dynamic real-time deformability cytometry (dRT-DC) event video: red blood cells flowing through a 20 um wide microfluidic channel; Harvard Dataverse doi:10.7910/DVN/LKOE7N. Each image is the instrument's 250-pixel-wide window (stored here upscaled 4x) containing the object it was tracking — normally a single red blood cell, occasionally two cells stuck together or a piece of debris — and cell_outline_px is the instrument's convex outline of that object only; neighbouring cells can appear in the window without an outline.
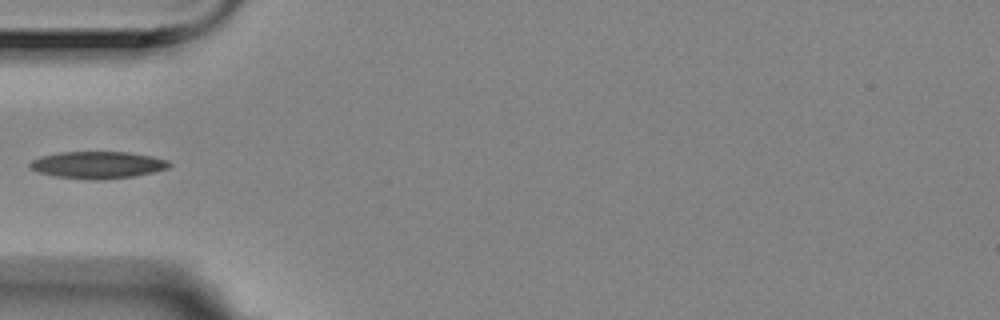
{"species": "Egyptian fruit bat (a non-hibernating species)", "species_latin": "Rousettus aegyptiacus", "temperature_condition": "room temperature", "stored_images_in_passage": 7, "camera_frame_rate_fps": 3000, "um_per_image_px": 0.085, "animal": {"sex": "female"}, "frame": {"image": 1, "passage_image": 5, "time_ms": 1.333, "image_size_px": [1000, 320], "cell_outline_px": [[172, 164], [168, 168], [136, 176], [100, 180], [92, 180], [56, 176], [40, 172], [28, 168], [28, 164], [32, 160], [40, 156], [60, 152], [128, 152], [152, 156], [168, 160]], "centroid_in_image_um": [8.3, 14.01], "position_along_channel_um": 76.7, "area_um2": 22.02}}
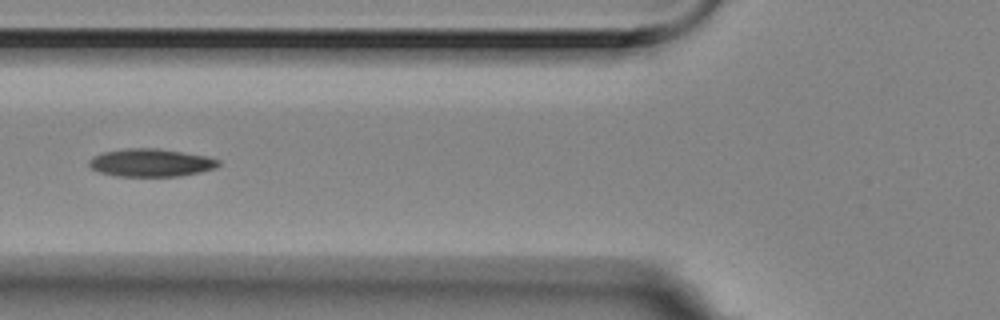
{"frame": {"image": 2, "passage_image": 6, "time_ms": 1.667, "image_size_px": [1000, 320], "cell_outline_px": [[220, 164], [216, 168], [200, 172], [180, 176], [116, 176], [100, 172], [92, 168], [88, 164], [88, 160], [92, 156], [104, 152], [128, 148], [156, 148], [208, 156], [220, 160]], "centroid_in_image_um": [12.84, 13.83], "position_along_channel_um": 113.0, "area_um2": 21.04}}
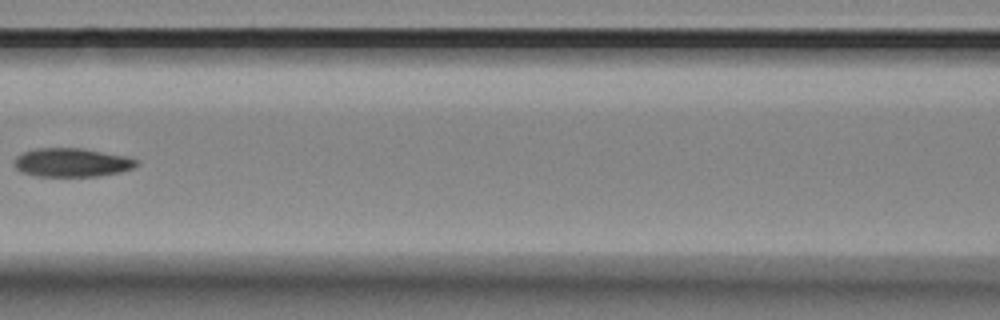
{"frame": {"image": 3, "passage_image": 7, "time_ms": 2.0, "image_size_px": [1000, 320], "cell_outline_px": [[136, 164], [132, 168], [120, 172], [100, 176], [36, 176], [20, 172], [12, 164], [16, 156], [24, 152], [36, 148], [80, 148], [124, 156], [136, 160]], "centroid_in_image_um": [6.02, 13.82], "position_along_channel_um": 160.6, "area_um2": 20.29}}